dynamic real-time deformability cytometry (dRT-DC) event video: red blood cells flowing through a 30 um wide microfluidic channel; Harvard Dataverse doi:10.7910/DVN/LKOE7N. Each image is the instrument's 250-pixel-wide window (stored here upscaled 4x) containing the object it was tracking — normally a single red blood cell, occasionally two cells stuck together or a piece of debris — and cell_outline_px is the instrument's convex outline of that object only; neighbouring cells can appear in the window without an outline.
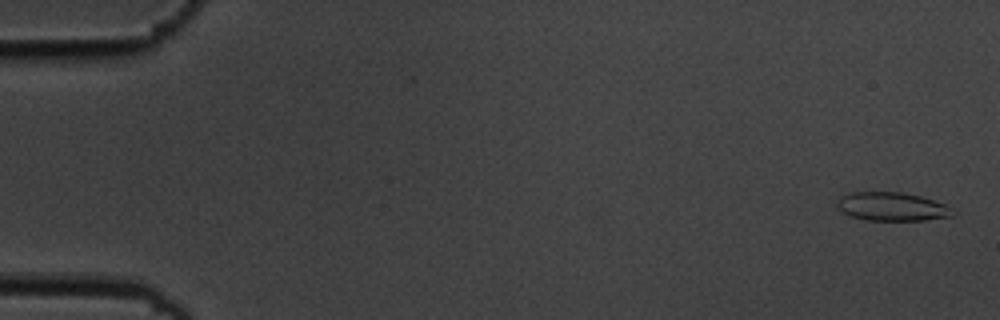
{"species": "common noctule bat (a hibernating species)", "species_latin": "Nyctalus noctula", "temperature_condition": "cold", "stored_images_in_passage": 56, "camera_frame_rate_fps": 3000, "um_per_image_px": 0.085, "animal": {"sex": "male", "body_mass_g": 19.5, "forearm_length_mm": 54.6}, "frame": {"image": 1, "passage_image": 2, "time_ms": 0.333, "image_size_px": [1000, 320], "cell_outline_px": [[956, 216], [924, 220], [864, 220], [840, 212], [836, 204], [836, 200], [840, 196], [852, 192], [904, 192], [920, 196], [944, 204], [952, 208], [956, 212]], "centroid_in_image_um": [75.81, 17.56], "position_along_channel_um": 9.2, "area_um2": 19.48}}
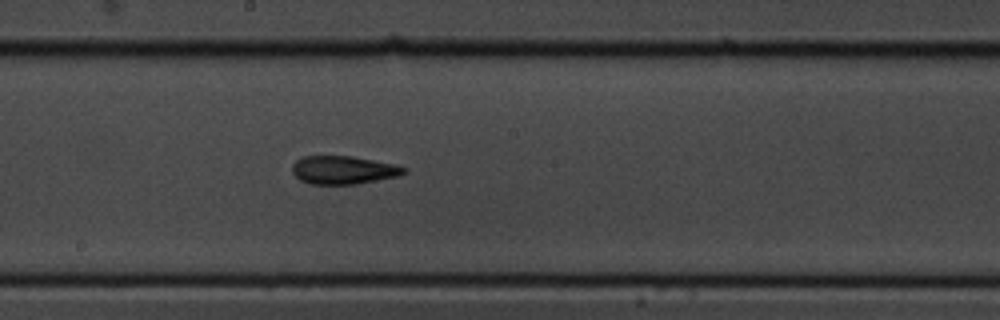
{"frame": {"image": 2, "passage_image": 31, "time_ms": 10.0, "image_size_px": [1000, 320], "cell_outline_px": [[408, 168], [400, 176], [356, 184], [308, 184], [300, 180], [292, 172], [292, 164], [296, 160], [304, 156], [352, 156], [396, 164]], "centroid_in_image_um": [29.19, 14.45], "position_along_channel_um": 219.0, "area_um2": 18.5}}
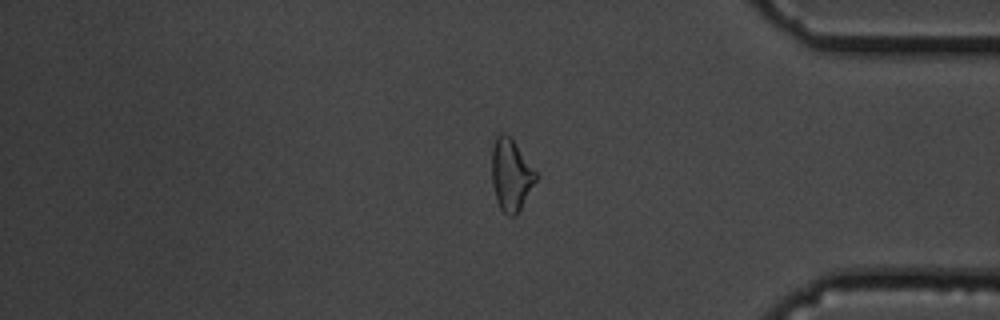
{"frame": {"image": 3, "passage_image": 47, "time_ms": 15.333, "image_size_px": [1000, 320], "cell_outline_px": [[536, 180], [516, 216], [508, 216], [500, 208], [496, 200], [492, 184], [492, 148], [496, 136], [500, 132], [504, 132], [512, 140], [536, 172]], "centroid_in_image_um": [43.4, 14.88], "position_along_channel_um": 391.8, "area_um2": 18.09}, "authors_computed_cell_mechanics": {"area_um2": 18.8428, "velocity_mm_per_s": 3.6203, "shape_relaxation_time_tau1_ms": 5.1519, "shape_relaxation_time_tau2_ms": 4.3186, "deformation_change_tau1": 0.1604, "deformation_change_tau2": 0.1155}}